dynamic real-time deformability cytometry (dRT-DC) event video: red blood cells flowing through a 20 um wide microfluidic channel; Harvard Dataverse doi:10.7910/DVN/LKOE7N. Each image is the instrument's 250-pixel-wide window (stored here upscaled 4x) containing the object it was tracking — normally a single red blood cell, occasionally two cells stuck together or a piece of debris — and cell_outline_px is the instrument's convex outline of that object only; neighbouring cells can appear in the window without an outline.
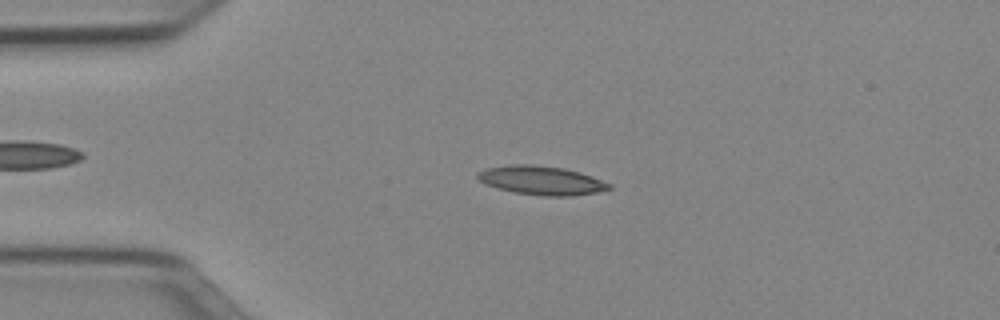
{"species": "Egyptian fruit bat (a non-hibernating species)", "species_latin": "Rousettus aegyptiacus", "temperature_condition": "cold", "stored_images_in_passage": 43, "camera_frame_rate_fps": 3000, "um_per_image_px": 0.085, "animal": {"sex": "female"}, "frame": {"image": 1, "passage_image": 11, "time_ms": 3.333, "image_size_px": [1000, 320], "cell_outline_px": [[612, 188], [596, 192], [572, 196], [544, 196], [512, 192], [484, 184], [476, 176], [476, 172], [484, 168], [508, 164], [532, 164], [564, 168], [580, 172], [592, 176], [612, 184]], "centroid_in_image_um": [45.99, 15.32], "position_along_channel_um": 39.0, "area_um2": 22.37}}
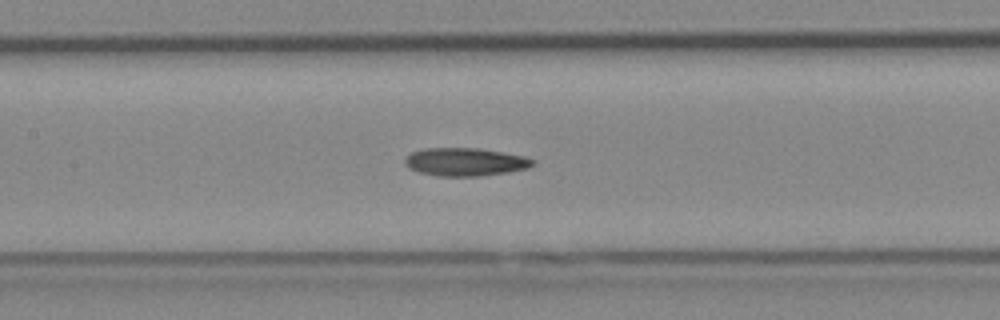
{"frame": {"image": 2, "passage_image": 23, "time_ms": 7.333, "image_size_px": [1000, 320], "cell_outline_px": [[536, 164], [528, 168], [508, 172], [480, 176], [440, 176], [420, 172], [404, 164], [404, 160], [412, 152], [424, 148], [476, 148], [524, 156], [536, 160]], "centroid_in_image_um": [39.58, 13.76], "position_along_channel_um": 167.8, "area_um2": 20.75}}
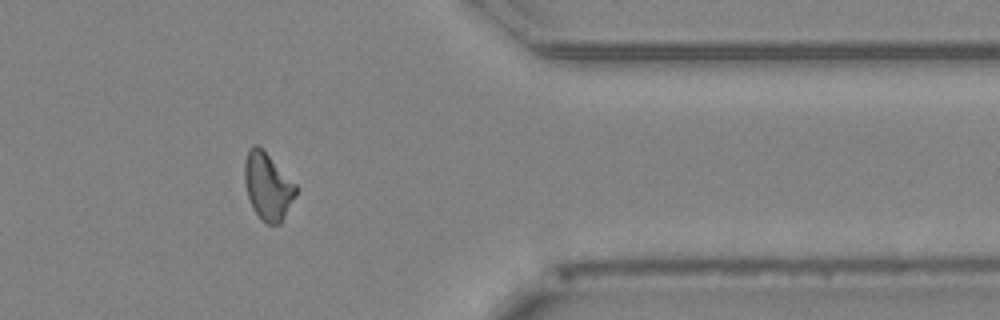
{"frame": {"image": 3, "passage_image": 41, "time_ms": 13.333, "image_size_px": [1000, 320], "cell_outline_px": [[296, 196], [280, 224], [268, 224], [260, 220], [252, 208], [248, 196], [244, 180], [244, 164], [248, 148], [252, 144], [256, 144], [296, 184]], "centroid_in_image_um": [22.74, 15.87], "position_along_channel_um": 388.7, "area_um2": 19.88}}